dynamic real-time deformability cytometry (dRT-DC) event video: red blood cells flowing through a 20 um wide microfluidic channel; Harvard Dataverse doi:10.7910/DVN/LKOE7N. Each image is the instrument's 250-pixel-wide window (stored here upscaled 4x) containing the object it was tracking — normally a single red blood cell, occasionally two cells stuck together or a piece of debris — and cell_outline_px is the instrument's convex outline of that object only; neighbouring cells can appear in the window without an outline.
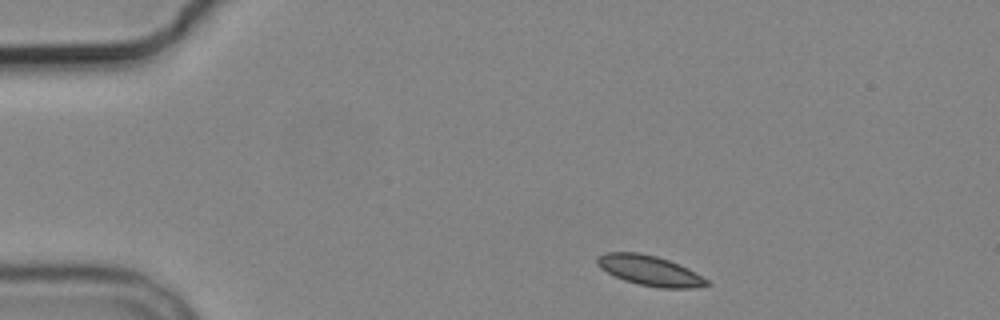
{"species": "common noctule bat (a hibernating species)", "species_latin": "Nyctalus noctula", "temperature_condition": "cold", "stored_images_in_passage": 3, "camera_frame_rate_fps": 3000, "um_per_image_px": 0.085, "animal": {"sex": "male", "body_mass_g": 19.2, "forearm_length_mm": 51.8}, "frame": {"image": 1, "passage_image": 1, "time_ms": 0.0, "image_size_px": [1000, 320], "cell_outline_px": [[712, 284], [692, 288], [660, 288], [640, 284], [624, 280], [600, 268], [596, 264], [596, 256], [604, 252], [636, 252], [656, 256], [668, 260], [688, 268], [708, 280]], "centroid_in_image_um": [55.2, 22.99], "position_along_channel_um": 29.8, "area_um2": 19.13}}
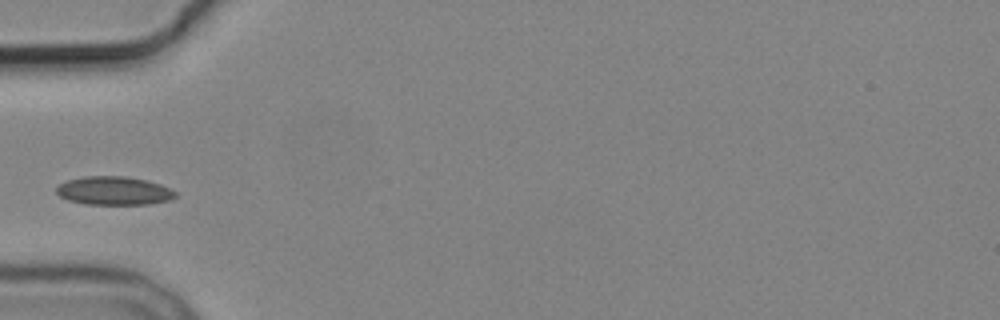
{"frame": {"image": 2, "passage_image": 3, "time_ms": 3.0, "image_size_px": [1000, 320], "cell_outline_px": [[176, 196], [168, 200], [148, 204], [84, 204], [68, 200], [60, 196], [56, 192], [56, 188], [60, 184], [68, 180], [84, 176], [124, 176], [148, 180], [160, 184], [176, 192]], "centroid_in_image_um": [9.67, 16.21], "position_along_channel_um": 75.3, "area_um2": 19.65}}